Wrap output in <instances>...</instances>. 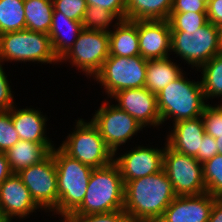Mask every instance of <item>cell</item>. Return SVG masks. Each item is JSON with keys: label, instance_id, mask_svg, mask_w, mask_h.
Listing matches in <instances>:
<instances>
[{"label": "cell", "instance_id": "obj_1", "mask_svg": "<svg viewBox=\"0 0 222 222\" xmlns=\"http://www.w3.org/2000/svg\"><path fill=\"white\" fill-rule=\"evenodd\" d=\"M177 197L162 169L124 184V211L132 222H157Z\"/></svg>", "mask_w": 222, "mask_h": 222}, {"label": "cell", "instance_id": "obj_2", "mask_svg": "<svg viewBox=\"0 0 222 222\" xmlns=\"http://www.w3.org/2000/svg\"><path fill=\"white\" fill-rule=\"evenodd\" d=\"M124 209V183L118 165L93 169L82 204L70 215L109 213Z\"/></svg>", "mask_w": 222, "mask_h": 222}, {"label": "cell", "instance_id": "obj_3", "mask_svg": "<svg viewBox=\"0 0 222 222\" xmlns=\"http://www.w3.org/2000/svg\"><path fill=\"white\" fill-rule=\"evenodd\" d=\"M156 97L161 124L169 118L174 124L200 117L207 105L201 81H191L185 73L169 83Z\"/></svg>", "mask_w": 222, "mask_h": 222}, {"label": "cell", "instance_id": "obj_4", "mask_svg": "<svg viewBox=\"0 0 222 222\" xmlns=\"http://www.w3.org/2000/svg\"><path fill=\"white\" fill-rule=\"evenodd\" d=\"M58 182V215L62 220L83 202L93 168L66 155L59 147L52 150Z\"/></svg>", "mask_w": 222, "mask_h": 222}, {"label": "cell", "instance_id": "obj_5", "mask_svg": "<svg viewBox=\"0 0 222 222\" xmlns=\"http://www.w3.org/2000/svg\"><path fill=\"white\" fill-rule=\"evenodd\" d=\"M74 123L73 132L68 134L59 148L69 157L93 169L112 163L114 153L103 140L97 126L83 118H78Z\"/></svg>", "mask_w": 222, "mask_h": 222}, {"label": "cell", "instance_id": "obj_6", "mask_svg": "<svg viewBox=\"0 0 222 222\" xmlns=\"http://www.w3.org/2000/svg\"><path fill=\"white\" fill-rule=\"evenodd\" d=\"M57 64L50 37L45 33L20 30L0 35V62Z\"/></svg>", "mask_w": 222, "mask_h": 222}, {"label": "cell", "instance_id": "obj_7", "mask_svg": "<svg viewBox=\"0 0 222 222\" xmlns=\"http://www.w3.org/2000/svg\"><path fill=\"white\" fill-rule=\"evenodd\" d=\"M171 52L198 71L222 52L218 27L208 22L198 30L171 31Z\"/></svg>", "mask_w": 222, "mask_h": 222}, {"label": "cell", "instance_id": "obj_8", "mask_svg": "<svg viewBox=\"0 0 222 222\" xmlns=\"http://www.w3.org/2000/svg\"><path fill=\"white\" fill-rule=\"evenodd\" d=\"M147 61L142 56H109L93 77L108 98L124 89L145 87ZM103 86V87H102Z\"/></svg>", "mask_w": 222, "mask_h": 222}, {"label": "cell", "instance_id": "obj_9", "mask_svg": "<svg viewBox=\"0 0 222 222\" xmlns=\"http://www.w3.org/2000/svg\"><path fill=\"white\" fill-rule=\"evenodd\" d=\"M17 175L40 209L58 215L57 170L52 151L42 161L22 169Z\"/></svg>", "mask_w": 222, "mask_h": 222}, {"label": "cell", "instance_id": "obj_10", "mask_svg": "<svg viewBox=\"0 0 222 222\" xmlns=\"http://www.w3.org/2000/svg\"><path fill=\"white\" fill-rule=\"evenodd\" d=\"M163 170L177 196L200 195L206 191L203 164L193 156L179 153L165 142Z\"/></svg>", "mask_w": 222, "mask_h": 222}, {"label": "cell", "instance_id": "obj_11", "mask_svg": "<svg viewBox=\"0 0 222 222\" xmlns=\"http://www.w3.org/2000/svg\"><path fill=\"white\" fill-rule=\"evenodd\" d=\"M109 48V32L83 29L59 64L69 62L86 77H94L109 57Z\"/></svg>", "mask_w": 222, "mask_h": 222}, {"label": "cell", "instance_id": "obj_12", "mask_svg": "<svg viewBox=\"0 0 222 222\" xmlns=\"http://www.w3.org/2000/svg\"><path fill=\"white\" fill-rule=\"evenodd\" d=\"M90 120L97 126L103 140L114 154L121 145H125L144 128L135 118L118 106L111 105L107 99L95 110Z\"/></svg>", "mask_w": 222, "mask_h": 222}, {"label": "cell", "instance_id": "obj_13", "mask_svg": "<svg viewBox=\"0 0 222 222\" xmlns=\"http://www.w3.org/2000/svg\"><path fill=\"white\" fill-rule=\"evenodd\" d=\"M164 149L138 145L118 157L114 154L123 183L160 172L163 169Z\"/></svg>", "mask_w": 222, "mask_h": 222}, {"label": "cell", "instance_id": "obj_14", "mask_svg": "<svg viewBox=\"0 0 222 222\" xmlns=\"http://www.w3.org/2000/svg\"><path fill=\"white\" fill-rule=\"evenodd\" d=\"M111 98L118 102L115 104L116 106L135 118L142 127L158 128L162 125L156 94L146 87L124 89L115 93Z\"/></svg>", "mask_w": 222, "mask_h": 222}, {"label": "cell", "instance_id": "obj_15", "mask_svg": "<svg viewBox=\"0 0 222 222\" xmlns=\"http://www.w3.org/2000/svg\"><path fill=\"white\" fill-rule=\"evenodd\" d=\"M140 56L146 60L165 59L171 52L168 20H137Z\"/></svg>", "mask_w": 222, "mask_h": 222}, {"label": "cell", "instance_id": "obj_16", "mask_svg": "<svg viewBox=\"0 0 222 222\" xmlns=\"http://www.w3.org/2000/svg\"><path fill=\"white\" fill-rule=\"evenodd\" d=\"M0 207L11 222L16 218L26 219L31 213L36 212L35 210H41L17 173H12L0 185Z\"/></svg>", "mask_w": 222, "mask_h": 222}, {"label": "cell", "instance_id": "obj_17", "mask_svg": "<svg viewBox=\"0 0 222 222\" xmlns=\"http://www.w3.org/2000/svg\"><path fill=\"white\" fill-rule=\"evenodd\" d=\"M216 199L208 192L200 195L177 196L157 222H208Z\"/></svg>", "mask_w": 222, "mask_h": 222}, {"label": "cell", "instance_id": "obj_18", "mask_svg": "<svg viewBox=\"0 0 222 222\" xmlns=\"http://www.w3.org/2000/svg\"><path fill=\"white\" fill-rule=\"evenodd\" d=\"M172 129L166 136L167 144L179 153L195 157L205 134L202 117L178 121Z\"/></svg>", "mask_w": 222, "mask_h": 222}, {"label": "cell", "instance_id": "obj_19", "mask_svg": "<svg viewBox=\"0 0 222 222\" xmlns=\"http://www.w3.org/2000/svg\"><path fill=\"white\" fill-rule=\"evenodd\" d=\"M16 104L9 110L14 128L20 140L35 143H53L47 136L46 122L48 117L41 110L35 108H16Z\"/></svg>", "mask_w": 222, "mask_h": 222}, {"label": "cell", "instance_id": "obj_20", "mask_svg": "<svg viewBox=\"0 0 222 222\" xmlns=\"http://www.w3.org/2000/svg\"><path fill=\"white\" fill-rule=\"evenodd\" d=\"M82 30V22L68 18L62 12L53 11L48 36L50 37L54 55L58 60L70 50Z\"/></svg>", "mask_w": 222, "mask_h": 222}, {"label": "cell", "instance_id": "obj_21", "mask_svg": "<svg viewBox=\"0 0 222 222\" xmlns=\"http://www.w3.org/2000/svg\"><path fill=\"white\" fill-rule=\"evenodd\" d=\"M109 32V56L132 57L140 55L137 20H116Z\"/></svg>", "mask_w": 222, "mask_h": 222}, {"label": "cell", "instance_id": "obj_22", "mask_svg": "<svg viewBox=\"0 0 222 222\" xmlns=\"http://www.w3.org/2000/svg\"><path fill=\"white\" fill-rule=\"evenodd\" d=\"M53 143H35L19 140L5 154L12 173L42 161L53 149Z\"/></svg>", "mask_w": 222, "mask_h": 222}, {"label": "cell", "instance_id": "obj_23", "mask_svg": "<svg viewBox=\"0 0 222 222\" xmlns=\"http://www.w3.org/2000/svg\"><path fill=\"white\" fill-rule=\"evenodd\" d=\"M183 73L179 64L174 63L170 57L148 60L145 87L152 93L157 94Z\"/></svg>", "mask_w": 222, "mask_h": 222}, {"label": "cell", "instance_id": "obj_24", "mask_svg": "<svg viewBox=\"0 0 222 222\" xmlns=\"http://www.w3.org/2000/svg\"><path fill=\"white\" fill-rule=\"evenodd\" d=\"M173 0H126V20H168Z\"/></svg>", "mask_w": 222, "mask_h": 222}, {"label": "cell", "instance_id": "obj_25", "mask_svg": "<svg viewBox=\"0 0 222 222\" xmlns=\"http://www.w3.org/2000/svg\"><path fill=\"white\" fill-rule=\"evenodd\" d=\"M53 10L52 0H24L26 29L48 35Z\"/></svg>", "mask_w": 222, "mask_h": 222}, {"label": "cell", "instance_id": "obj_26", "mask_svg": "<svg viewBox=\"0 0 222 222\" xmlns=\"http://www.w3.org/2000/svg\"><path fill=\"white\" fill-rule=\"evenodd\" d=\"M199 69L205 99L222 97V52L211 58Z\"/></svg>", "mask_w": 222, "mask_h": 222}, {"label": "cell", "instance_id": "obj_27", "mask_svg": "<svg viewBox=\"0 0 222 222\" xmlns=\"http://www.w3.org/2000/svg\"><path fill=\"white\" fill-rule=\"evenodd\" d=\"M25 29L24 0H0V35Z\"/></svg>", "mask_w": 222, "mask_h": 222}, {"label": "cell", "instance_id": "obj_28", "mask_svg": "<svg viewBox=\"0 0 222 222\" xmlns=\"http://www.w3.org/2000/svg\"><path fill=\"white\" fill-rule=\"evenodd\" d=\"M203 178L206 191L215 198H222V154L203 163Z\"/></svg>", "mask_w": 222, "mask_h": 222}, {"label": "cell", "instance_id": "obj_29", "mask_svg": "<svg viewBox=\"0 0 222 222\" xmlns=\"http://www.w3.org/2000/svg\"><path fill=\"white\" fill-rule=\"evenodd\" d=\"M115 19L118 20L112 12L106 9L97 6H87L82 19L83 29L110 32V25Z\"/></svg>", "mask_w": 222, "mask_h": 222}, {"label": "cell", "instance_id": "obj_30", "mask_svg": "<svg viewBox=\"0 0 222 222\" xmlns=\"http://www.w3.org/2000/svg\"><path fill=\"white\" fill-rule=\"evenodd\" d=\"M168 21L170 23L171 31L198 30L208 23V17L207 13H170Z\"/></svg>", "mask_w": 222, "mask_h": 222}, {"label": "cell", "instance_id": "obj_31", "mask_svg": "<svg viewBox=\"0 0 222 222\" xmlns=\"http://www.w3.org/2000/svg\"><path fill=\"white\" fill-rule=\"evenodd\" d=\"M20 140L14 128L11 112L0 111V152L6 153Z\"/></svg>", "mask_w": 222, "mask_h": 222}, {"label": "cell", "instance_id": "obj_32", "mask_svg": "<svg viewBox=\"0 0 222 222\" xmlns=\"http://www.w3.org/2000/svg\"><path fill=\"white\" fill-rule=\"evenodd\" d=\"M205 133L214 138H218V135H222V104L205 106V109L201 115Z\"/></svg>", "mask_w": 222, "mask_h": 222}, {"label": "cell", "instance_id": "obj_33", "mask_svg": "<svg viewBox=\"0 0 222 222\" xmlns=\"http://www.w3.org/2000/svg\"><path fill=\"white\" fill-rule=\"evenodd\" d=\"M61 222H132L124 210L90 215H68Z\"/></svg>", "mask_w": 222, "mask_h": 222}, {"label": "cell", "instance_id": "obj_34", "mask_svg": "<svg viewBox=\"0 0 222 222\" xmlns=\"http://www.w3.org/2000/svg\"><path fill=\"white\" fill-rule=\"evenodd\" d=\"M53 11L62 12L66 17L82 22L86 11V0H52Z\"/></svg>", "mask_w": 222, "mask_h": 222}, {"label": "cell", "instance_id": "obj_35", "mask_svg": "<svg viewBox=\"0 0 222 222\" xmlns=\"http://www.w3.org/2000/svg\"><path fill=\"white\" fill-rule=\"evenodd\" d=\"M2 65L4 64L0 62V111H7L14 106L15 101H13L14 95L7 78L8 75Z\"/></svg>", "mask_w": 222, "mask_h": 222}, {"label": "cell", "instance_id": "obj_36", "mask_svg": "<svg viewBox=\"0 0 222 222\" xmlns=\"http://www.w3.org/2000/svg\"><path fill=\"white\" fill-rule=\"evenodd\" d=\"M86 4L106 9L120 21L126 20V0H86Z\"/></svg>", "mask_w": 222, "mask_h": 222}, {"label": "cell", "instance_id": "obj_37", "mask_svg": "<svg viewBox=\"0 0 222 222\" xmlns=\"http://www.w3.org/2000/svg\"><path fill=\"white\" fill-rule=\"evenodd\" d=\"M217 154L218 147L215 138L205 133L200 145V149L194 158L203 164L205 161L213 158Z\"/></svg>", "mask_w": 222, "mask_h": 222}, {"label": "cell", "instance_id": "obj_38", "mask_svg": "<svg viewBox=\"0 0 222 222\" xmlns=\"http://www.w3.org/2000/svg\"><path fill=\"white\" fill-rule=\"evenodd\" d=\"M183 12L207 13V6L199 0H173L170 13Z\"/></svg>", "mask_w": 222, "mask_h": 222}, {"label": "cell", "instance_id": "obj_39", "mask_svg": "<svg viewBox=\"0 0 222 222\" xmlns=\"http://www.w3.org/2000/svg\"><path fill=\"white\" fill-rule=\"evenodd\" d=\"M208 22L216 25H222V0H209L207 5Z\"/></svg>", "mask_w": 222, "mask_h": 222}, {"label": "cell", "instance_id": "obj_40", "mask_svg": "<svg viewBox=\"0 0 222 222\" xmlns=\"http://www.w3.org/2000/svg\"><path fill=\"white\" fill-rule=\"evenodd\" d=\"M208 222H222V198L214 201Z\"/></svg>", "mask_w": 222, "mask_h": 222}, {"label": "cell", "instance_id": "obj_41", "mask_svg": "<svg viewBox=\"0 0 222 222\" xmlns=\"http://www.w3.org/2000/svg\"><path fill=\"white\" fill-rule=\"evenodd\" d=\"M12 174L9 167L7 156L5 153L0 152V185Z\"/></svg>", "mask_w": 222, "mask_h": 222}, {"label": "cell", "instance_id": "obj_42", "mask_svg": "<svg viewBox=\"0 0 222 222\" xmlns=\"http://www.w3.org/2000/svg\"><path fill=\"white\" fill-rule=\"evenodd\" d=\"M217 147H218V154H222V135H218V138H215Z\"/></svg>", "mask_w": 222, "mask_h": 222}, {"label": "cell", "instance_id": "obj_43", "mask_svg": "<svg viewBox=\"0 0 222 222\" xmlns=\"http://www.w3.org/2000/svg\"><path fill=\"white\" fill-rule=\"evenodd\" d=\"M0 222H11L4 214V212L2 211L1 207H0Z\"/></svg>", "mask_w": 222, "mask_h": 222}, {"label": "cell", "instance_id": "obj_44", "mask_svg": "<svg viewBox=\"0 0 222 222\" xmlns=\"http://www.w3.org/2000/svg\"><path fill=\"white\" fill-rule=\"evenodd\" d=\"M218 30H219L220 44L222 47V25L218 26Z\"/></svg>", "mask_w": 222, "mask_h": 222}, {"label": "cell", "instance_id": "obj_45", "mask_svg": "<svg viewBox=\"0 0 222 222\" xmlns=\"http://www.w3.org/2000/svg\"><path fill=\"white\" fill-rule=\"evenodd\" d=\"M200 2H203L206 6L208 5L209 3V0H199Z\"/></svg>", "mask_w": 222, "mask_h": 222}]
</instances>
